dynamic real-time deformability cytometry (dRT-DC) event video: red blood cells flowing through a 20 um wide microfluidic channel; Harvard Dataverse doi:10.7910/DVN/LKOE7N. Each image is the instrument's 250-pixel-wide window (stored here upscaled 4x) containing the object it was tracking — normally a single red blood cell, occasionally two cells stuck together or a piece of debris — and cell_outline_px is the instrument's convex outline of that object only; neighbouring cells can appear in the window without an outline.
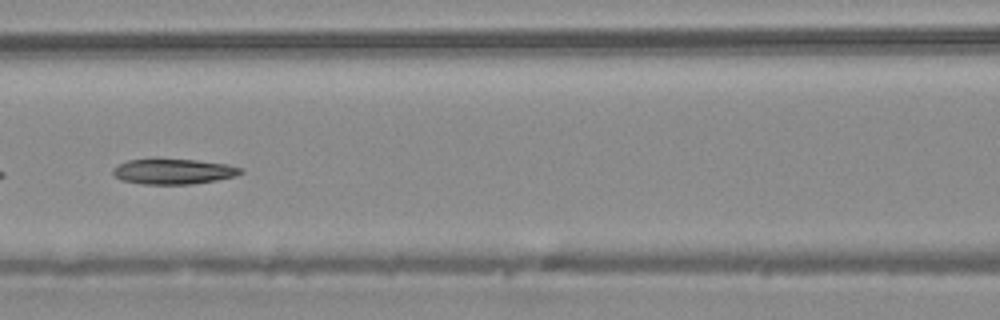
{"species": "common noctule bat (a hibernating species)", "species_latin": "Nyctalus noctula", "temperature_condition": "warm", "stored_images_in_passage": 47, "camera_frame_rate_fps": 3000, "um_per_image_px": 0.085, "animal": {"sex": "male", "body_mass_g": 20.4}, "frame": {"image": 1, "passage_image": 21, "time_ms": 6.667, "image_size_px": [1000, 320], "cell_outline_px": [[244, 172], [236, 176], [216, 180], [192, 184], [140, 184], [120, 180], [112, 172], [112, 168], [128, 160], [156, 156], [196, 160], [224, 164], [244, 168]], "centroid_in_image_um": [14.7, 14.54], "position_along_channel_um": 151.9, "area_um2": 19.59}}
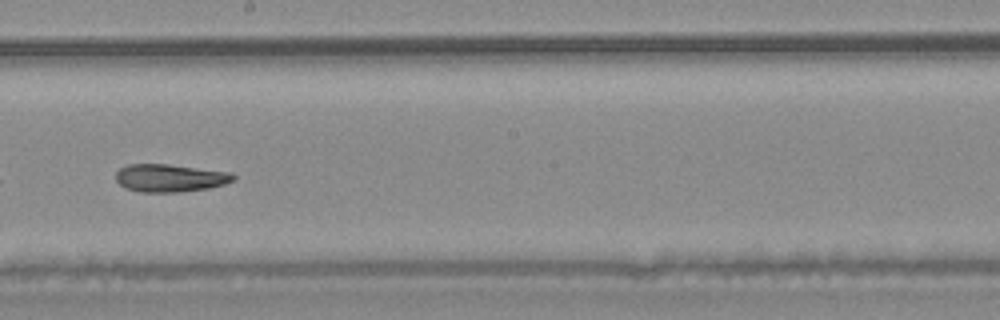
{"frame": {"image": 2, "passage_image": 27, "time_ms": 8.667, "image_size_px": [1000, 320], "cell_outline_px": [[236, 180], [224, 184], [208, 188], [180, 192], [140, 192], [124, 188], [116, 180], [116, 172], [120, 168], [128, 164], [168, 164], [232, 172], [236, 176]], "centroid_in_image_um": [14.46, 15.13], "position_along_channel_um": 233.7, "area_um2": 19.19}, "authors_computed_cell_mechanics": {"area_um2": 20.2878, "velocity_mm_per_s": 4.1021, "shape_relaxation_time_tau1_ms": 7.9225, "shape_relaxation_time_tau2_ms": 5.978, "deformation_change_tau1": 0.2019, "deformation_change_tau2": 0.1584}}